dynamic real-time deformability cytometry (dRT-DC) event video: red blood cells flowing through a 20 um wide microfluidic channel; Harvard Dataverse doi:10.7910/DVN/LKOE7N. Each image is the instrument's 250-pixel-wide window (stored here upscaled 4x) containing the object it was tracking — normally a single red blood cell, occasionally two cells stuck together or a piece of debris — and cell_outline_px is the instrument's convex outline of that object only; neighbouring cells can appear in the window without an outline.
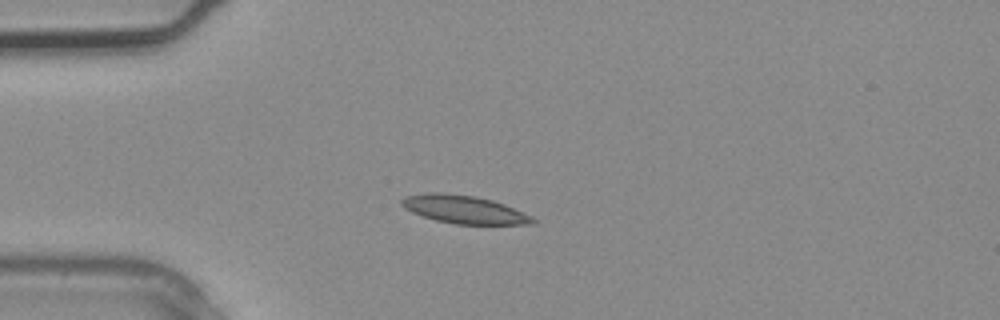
{"species": "common noctule bat (a hibernating species)", "species_latin": "Nyctalus noctula", "temperature_condition": "warm", "stored_images_in_passage": 2, "camera_frame_rate_fps": 3000, "um_per_image_px": 0.085, "animal": {"sex": "male", "body_mass_g": 20.4}, "frame": {"image": 1, "passage_image": 2, "time_ms": 0.333, "image_size_px": [1000, 320], "cell_outline_px": [[536, 224], [456, 224], [436, 220], [412, 212], [404, 208], [400, 204], [400, 200], [404, 196], [432, 192], [440, 192], [476, 196], [492, 200], [504, 204], [532, 216], [536, 220]], "centroid_in_image_um": [39.44, 17.8], "position_along_channel_um": 45.6, "area_um2": 21.39}}